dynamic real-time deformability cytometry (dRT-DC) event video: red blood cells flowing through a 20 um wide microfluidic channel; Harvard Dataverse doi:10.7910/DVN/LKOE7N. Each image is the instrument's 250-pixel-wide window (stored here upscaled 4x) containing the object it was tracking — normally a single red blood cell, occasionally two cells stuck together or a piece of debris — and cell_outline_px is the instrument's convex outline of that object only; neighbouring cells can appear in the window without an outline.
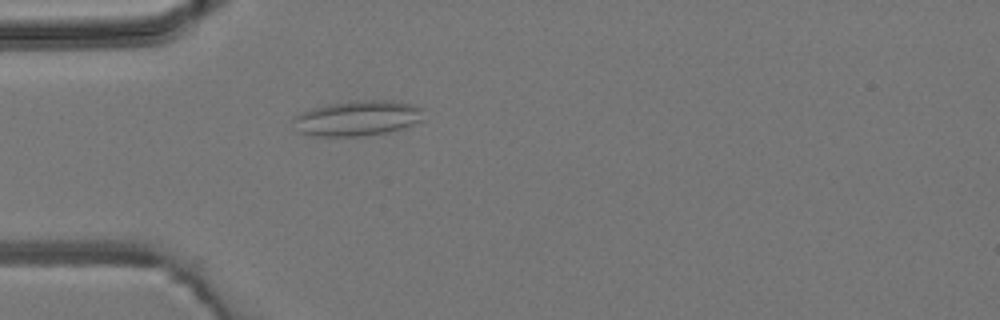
{"species": "common noctule bat (a hibernating species)", "species_latin": "Nyctalus noctula", "temperature_condition": "room temperature", "stored_images_in_passage": 4, "camera_frame_rate_fps": 3000, "um_per_image_px": 0.085, "animal": {"sex": "male", "body_mass_g": 19.2, "forearm_length_mm": 51.8}, "frame": {"image": 1, "passage_image": 4, "time_ms": 3.667, "image_size_px": [1000, 320], "cell_outline_px": [[424, 120], [404, 128], [388, 132], [364, 136], [316, 136], [300, 132], [292, 120], [292, 116], [300, 112], [312, 108], [328, 104], [364, 100], [392, 100], [412, 104], [424, 108]], "centroid_in_image_um": [30.44, 10.04], "position_along_channel_um": 54.6, "area_um2": 27.05}}